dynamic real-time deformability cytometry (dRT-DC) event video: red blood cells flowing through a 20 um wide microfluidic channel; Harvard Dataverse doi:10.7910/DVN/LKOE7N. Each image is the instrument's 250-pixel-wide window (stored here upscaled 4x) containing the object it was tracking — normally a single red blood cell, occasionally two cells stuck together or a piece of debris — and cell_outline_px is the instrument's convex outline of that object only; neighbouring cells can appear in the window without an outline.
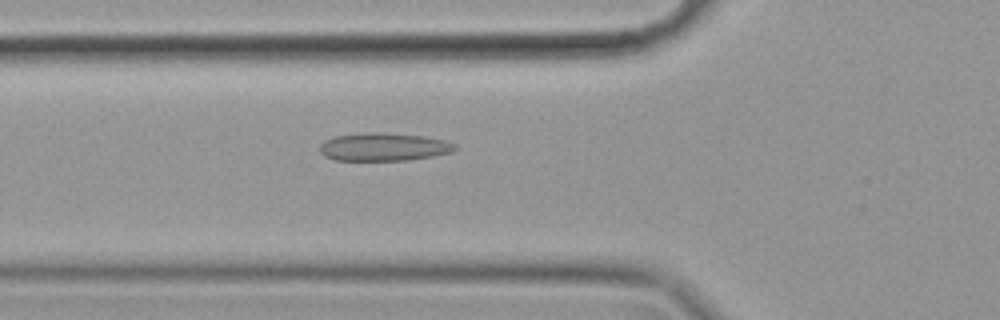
{"species": "common noctule bat (a hibernating species)", "species_latin": "Nyctalus noctula", "temperature_condition": "cold", "stored_images_in_passage": 51, "camera_frame_rate_fps": 3000, "um_per_image_px": 0.085, "animal": {"sex": "female", "body_mass_g": 19.9}, "frame": {"image": 1, "passage_image": 14, "time_ms": 4.333, "image_size_px": [1000, 320], "cell_outline_px": [[460, 148], [452, 152], [432, 156], [408, 160], [332, 160], [324, 156], [320, 152], [320, 144], [324, 140], [336, 136], [364, 132], [384, 132], [424, 136], [444, 140], [456, 144]], "centroid_in_image_um": [32.62, 12.48], "position_along_channel_um": 93.2, "area_um2": 22.31}}
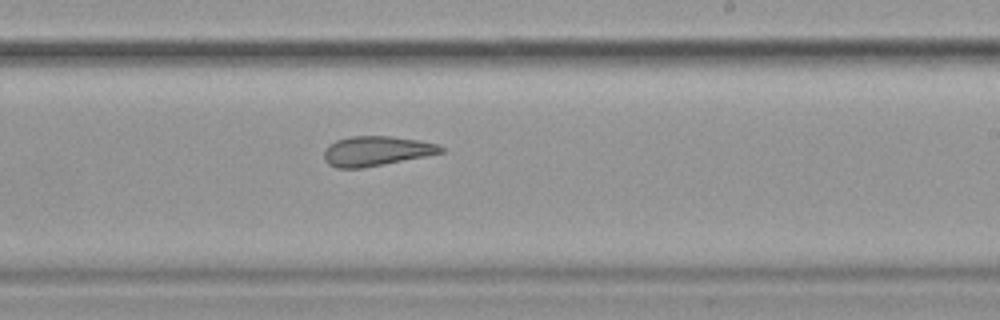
{"frame": {"image": 2, "passage_image": 28, "time_ms": 9.0, "image_size_px": [1000, 320], "cell_outline_px": [[444, 152], [384, 164], [360, 168], [336, 168], [328, 164], [324, 160], [324, 152], [328, 144], [336, 140], [348, 136], [388, 136], [420, 140], [440, 144], [444, 148]], "centroid_in_image_um": [31.97, 12.83], "position_along_channel_um": 257.0, "area_um2": 20.29}}
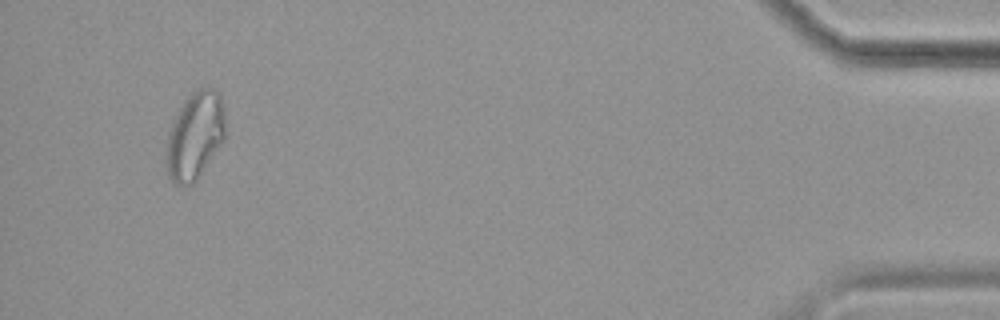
{"frame": {"image": 3, "passage_image": 48, "time_ms": 15.667, "image_size_px": [1000, 320], "cell_outline_px": [[224, 140], [196, 180], [192, 184], [184, 188], [180, 188], [168, 176], [168, 132], [184, 100], [192, 92], [200, 88], [216, 88], [220, 96], [224, 108]], "centroid_in_image_um": [16.59, 11.54], "position_along_channel_um": 418.6, "area_um2": 29.65}, "authors_computed_cell_mechanics": {"area_um2": 23.12, "velocity_mm_per_s": 3.5132, "shape_relaxation_time_tau1_ms": null, "shape_relaxation_time_tau2_ms": 1.6437, "deformation_change_tau1": null, "deformation_change_tau2": 0.0862}}